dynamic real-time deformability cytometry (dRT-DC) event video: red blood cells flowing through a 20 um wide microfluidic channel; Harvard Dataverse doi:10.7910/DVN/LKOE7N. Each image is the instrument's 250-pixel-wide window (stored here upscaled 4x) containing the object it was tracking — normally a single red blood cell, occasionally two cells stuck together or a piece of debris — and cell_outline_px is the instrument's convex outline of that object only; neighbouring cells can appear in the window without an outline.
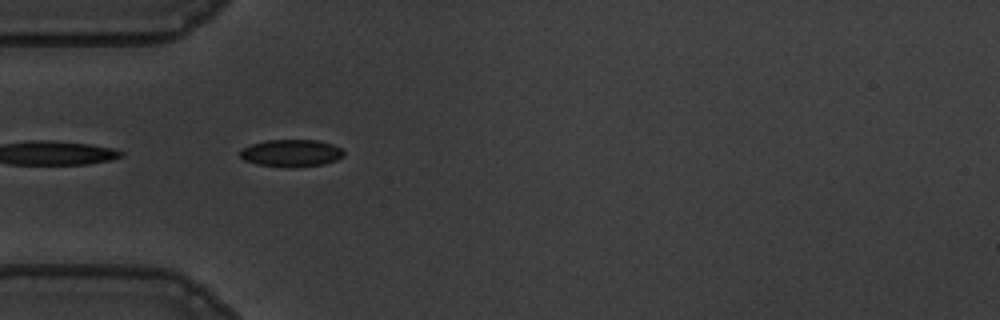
{"species": "common noctule bat (a hibernating species)", "species_latin": "Nyctalus noctula", "temperature_condition": "warm", "stored_images_in_passage": 40, "camera_frame_rate_fps": 3000, "um_per_image_px": 0.085, "animal": {"sex": "male", "body_mass_g": 19.5, "forearm_length_mm": 54.6}, "frame": {"image": 1, "passage_image": 1, "time_ms": 0.0, "image_size_px": [1000, 320], "cell_outline_px": [[344, 156], [336, 160], [324, 164], [292, 168], [284, 168], [256, 164], [244, 160], [240, 156], [240, 152], [244, 148], [252, 144], [268, 140], [316, 140], [332, 144], [340, 148], [344, 152]], "centroid_in_image_um": [24.77, 13.03], "position_along_channel_um": 60.2, "area_um2": 16.53}}
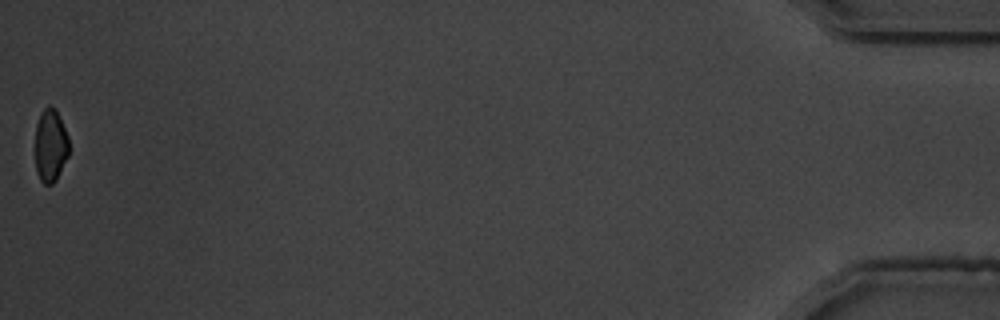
{"frame": {"image": 2, "passage_image": 40, "time_ms": 13.0, "image_size_px": [1000, 320], "cell_outline_px": [[68, 156], [56, 180], [52, 184], [44, 184], [40, 180], [36, 172], [36, 124], [40, 112], [48, 104], [56, 108], [60, 116], [68, 136]], "centroid_in_image_um": [4.29, 12.33], "position_along_channel_um": 430.9, "area_um2": 14.51}, "authors_computed_cell_mechanics": {"area_um2": 16.5308, "velocity_mm_per_s": 3.6156, "shape_relaxation_time_tau1_ms": 4.8012, "shape_relaxation_time_tau2_ms": 2.3906, "deformation_change_tau1": 0.1021, "deformation_change_tau2": 0.0647}}